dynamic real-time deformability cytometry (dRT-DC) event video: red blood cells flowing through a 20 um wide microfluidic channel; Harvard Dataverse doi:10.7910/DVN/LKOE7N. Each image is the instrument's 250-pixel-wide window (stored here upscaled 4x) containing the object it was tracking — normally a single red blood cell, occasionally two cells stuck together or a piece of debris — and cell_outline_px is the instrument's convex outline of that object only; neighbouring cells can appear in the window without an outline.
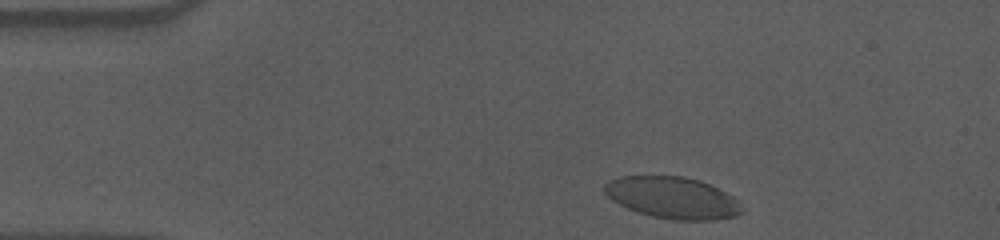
{"species": "human", "species_latin": "Homo sapiens", "temperature_condition": "cold", "stored_images_in_passage": 39, "camera_frame_rate_fps": 3000, "um_per_image_px": 0.085, "donor": {"sex": "male"}, "frame": {"image": 1, "passage_image": 2, "time_ms": 0.333, "image_size_px": [1000, 240], "cell_outline_px": [[744, 212], [736, 216], [712, 220], [672, 220], [652, 216], [628, 208], [612, 200], [604, 192], [604, 184], [608, 180], [620, 176], [684, 176], [700, 180], [740, 200]], "centroid_in_image_um": [57.19, 16.8], "position_along_channel_um": 27.8, "area_um2": 33.41}}
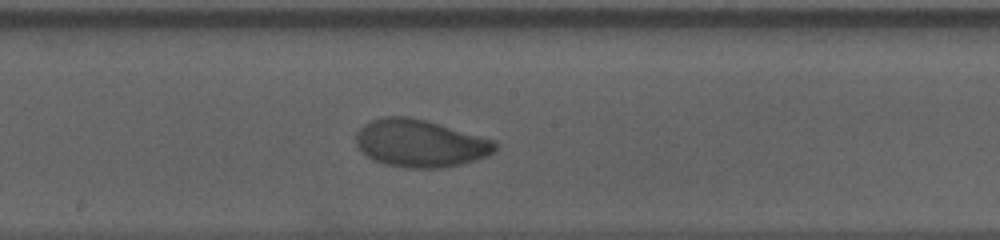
{"frame": {"image": 2, "passage_image": 23, "time_ms": 7.333, "image_size_px": [1000, 240], "cell_outline_px": [[500, 144], [496, 152], [460, 164], [444, 168], [404, 168], [384, 164], [372, 160], [360, 152], [356, 144], [356, 132], [368, 120], [384, 116], [408, 116], [424, 120], [496, 140]], "centroid_in_image_um": [35.68, 12.18], "position_along_channel_um": 212.5, "area_um2": 38.9}}
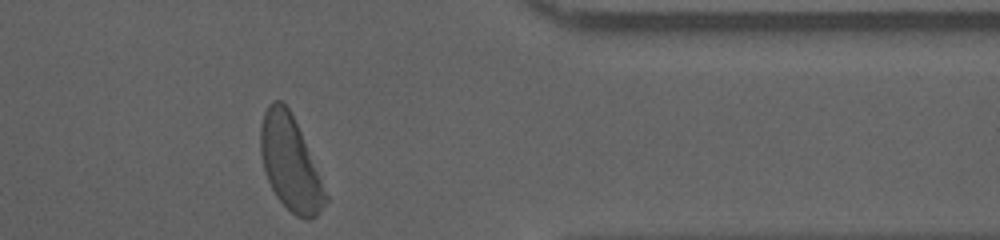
{"frame": {"image": 3, "passage_image": 39, "time_ms": 12.667, "image_size_px": [1000, 240], "cell_outline_px": [[328, 200], [316, 216], [308, 220], [296, 216], [276, 196], [268, 180], [264, 168], [260, 152], [260, 124], [264, 112], [268, 104], [272, 100], [280, 100], [288, 108], [300, 132], [328, 196]], "centroid_in_image_um": [24.64, 13.87], "position_along_channel_um": 386.8, "area_um2": 34.97}, "authors_computed_cell_mechanics": {"area_um2": 37.8012, "velocity_mm_per_s": 3.5662, "shape_relaxation_time_tau1_ms": 4.0909, "shape_relaxation_time_tau2_ms": 1.2196, "deformation_change_tau1": 0.1611, "deformation_change_tau2": 0.0513}}